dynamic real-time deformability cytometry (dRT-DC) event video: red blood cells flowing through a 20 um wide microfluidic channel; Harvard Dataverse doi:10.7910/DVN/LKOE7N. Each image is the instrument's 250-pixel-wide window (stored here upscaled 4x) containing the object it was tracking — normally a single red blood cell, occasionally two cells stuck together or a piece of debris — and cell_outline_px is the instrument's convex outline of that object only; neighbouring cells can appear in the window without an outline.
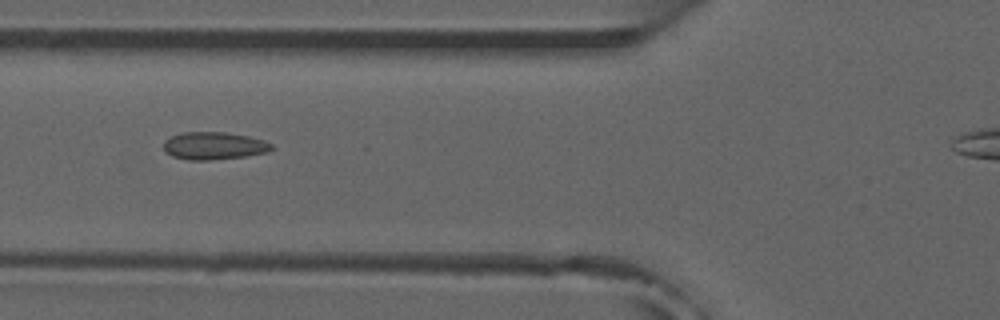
{"species": "common noctule bat (a hibernating species)", "species_latin": "Nyctalus noctula", "temperature_condition": "room temperature", "stored_images_in_passage": 6, "camera_frame_rate_fps": 3000, "um_per_image_px": 0.085, "animal": {"sex": "male", "forearm_length_mm": 52.5}, "frame": {"image": 1, "passage_image": 4, "time_ms": 3.333, "image_size_px": [1000, 320], "cell_outline_px": [[272, 148], [268, 152], [244, 156], [208, 160], [188, 160], [172, 156], [164, 152], [164, 140], [172, 136], [184, 132], [228, 132], [248, 136], [264, 140], [272, 144]], "centroid_in_image_um": [18.17, 12.39], "position_along_channel_um": 107.6, "area_um2": 17.34}}
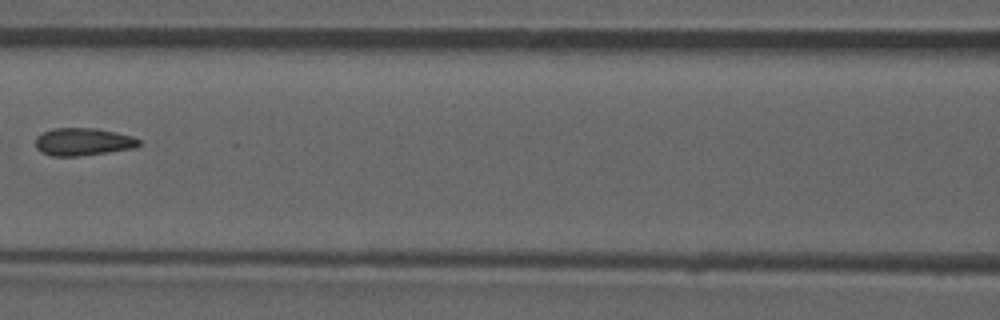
{"frame": {"image": 2, "passage_image": 5, "time_ms": 4.667, "image_size_px": [1000, 320], "cell_outline_px": [[140, 144], [136, 148], [80, 156], [52, 156], [40, 152], [36, 148], [36, 136], [52, 128], [96, 128], [116, 132], [132, 136], [140, 140]], "centroid_in_image_um": [7.06, 12.05], "position_along_channel_um": 159.5, "area_um2": 16.76}}